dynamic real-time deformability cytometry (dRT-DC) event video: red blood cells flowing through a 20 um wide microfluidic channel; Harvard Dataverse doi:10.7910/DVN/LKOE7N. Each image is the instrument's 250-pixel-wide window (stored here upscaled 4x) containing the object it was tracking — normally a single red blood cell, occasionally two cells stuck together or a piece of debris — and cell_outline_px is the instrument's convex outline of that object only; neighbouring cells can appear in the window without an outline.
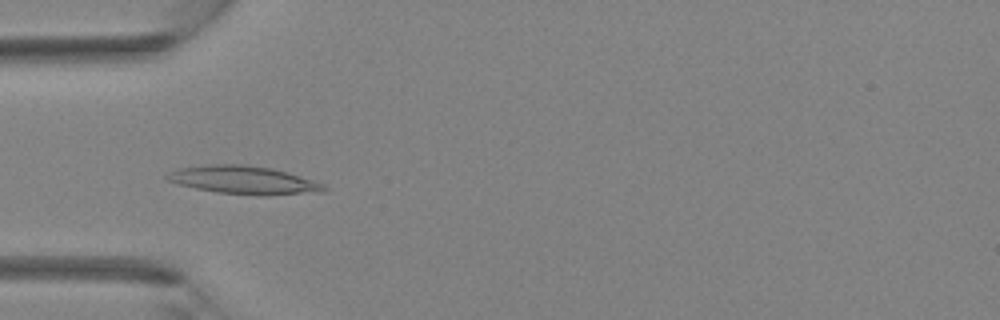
{"species": "Egyptian fruit bat (a non-hibernating species)", "species_latin": "Rousettus aegyptiacus", "temperature_condition": "room temperature", "stored_images_in_passage": 32, "camera_frame_rate_fps": 3000, "um_per_image_px": 0.085, "animal": {"sex": "female"}, "frame": {"image": 1, "passage_image": 4, "time_ms": 1.0, "image_size_px": [1000, 320], "cell_outline_px": [[328, 188], [324, 192], [216, 192], [196, 188], [180, 184], [168, 180], [164, 176], [168, 172], [176, 168], [208, 164], [240, 164], [272, 168], [312, 180], [324, 184]], "centroid_in_image_um": [20.58, 15.23], "position_along_channel_um": 64.4, "area_um2": 24.22}}
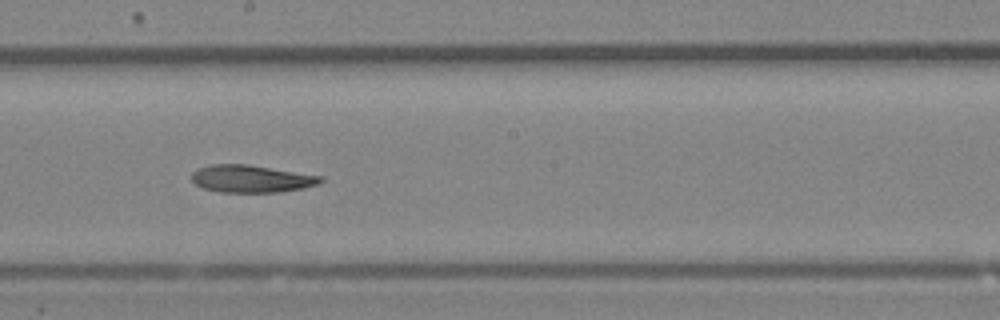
{"frame": {"image": 2, "passage_image": 14, "time_ms": 4.333, "image_size_px": [1000, 320], "cell_outline_px": [[324, 180], [320, 184], [300, 188], [276, 192], [220, 192], [204, 188], [196, 184], [192, 180], [192, 172], [196, 168], [208, 164], [248, 164], [320, 176]], "centroid_in_image_um": [21.31, 15.18], "position_along_channel_um": 226.9, "area_um2": 20.46}}
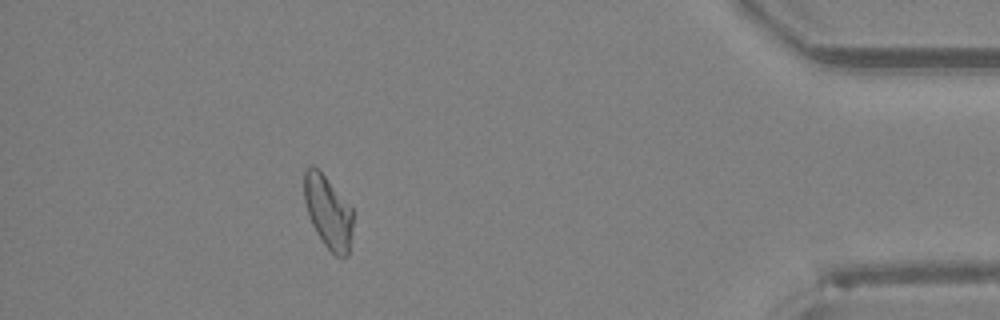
{"frame": {"image": 3, "passage_image": 28, "time_ms": 9.0, "image_size_px": [1000, 320], "cell_outline_px": [[352, 232], [348, 256], [336, 256], [324, 244], [316, 232], [308, 216], [304, 200], [304, 168], [312, 164], [320, 168], [352, 208]], "centroid_in_image_um": [27.87, 17.95], "position_along_channel_um": 407.3, "area_um2": 20.98}}